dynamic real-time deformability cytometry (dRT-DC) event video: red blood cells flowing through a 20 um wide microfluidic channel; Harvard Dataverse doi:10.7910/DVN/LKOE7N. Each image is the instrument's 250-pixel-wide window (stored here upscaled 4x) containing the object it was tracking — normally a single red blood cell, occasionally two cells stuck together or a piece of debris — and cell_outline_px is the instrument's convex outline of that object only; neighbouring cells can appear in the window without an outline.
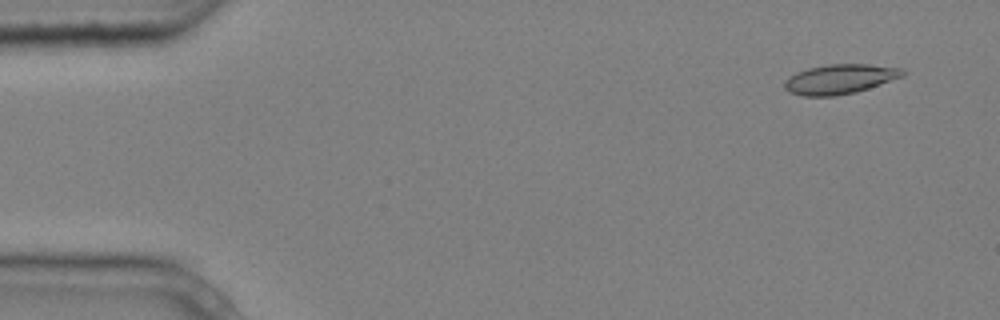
{"species": "common noctule bat (a hibernating species)", "species_latin": "Nyctalus noctula", "temperature_condition": "cold", "stored_images_in_passage": 7, "camera_frame_rate_fps": 3000, "um_per_image_px": 0.085, "animal": {"sex": "male", "body_mass_g": 20.4}, "frame": {"image": 1, "passage_image": 1, "time_ms": 0.0, "image_size_px": [1000, 320], "cell_outline_px": [[908, 72], [904, 76], [856, 92], [836, 96], [804, 96], [788, 92], [784, 88], [784, 80], [796, 72], [808, 68], [828, 64], [868, 64], [904, 68]], "centroid_in_image_um": [71.4, 6.72], "position_along_channel_um": 13.6, "area_um2": 20.63}}